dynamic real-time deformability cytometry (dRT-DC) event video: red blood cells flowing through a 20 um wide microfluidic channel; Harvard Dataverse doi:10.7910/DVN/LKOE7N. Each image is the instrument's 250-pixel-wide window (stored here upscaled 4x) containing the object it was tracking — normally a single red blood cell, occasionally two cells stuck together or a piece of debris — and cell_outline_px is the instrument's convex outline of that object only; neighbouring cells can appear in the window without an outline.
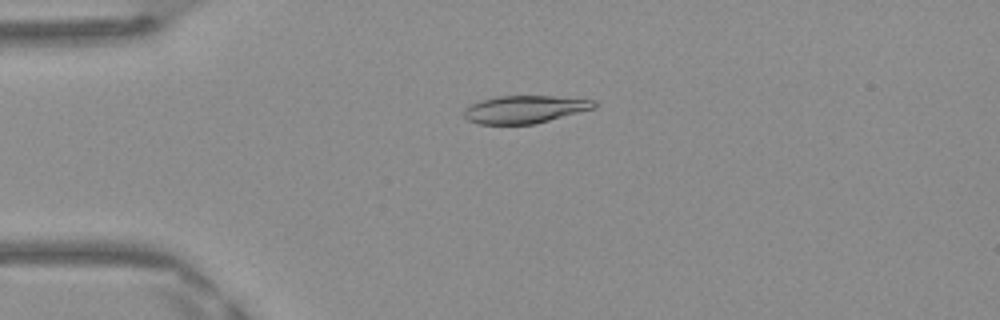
{"species": "Egyptian fruit bat (a non-hibernating species)", "species_latin": "Rousettus aegyptiacus", "temperature_condition": "warm", "stored_images_in_passage": 49, "camera_frame_rate_fps": 3000, "um_per_image_px": 0.085, "frame": {"image": 1, "passage_image": 12, "time_ms": 3.667, "image_size_px": [1000, 320], "cell_outline_px": [[596, 108], [536, 124], [480, 124], [468, 120], [464, 116], [464, 108], [472, 104], [484, 100], [500, 96], [552, 96], [596, 100]], "centroid_in_image_um": [44.65, 9.3], "position_along_channel_um": 40.3, "area_um2": 20.92}}
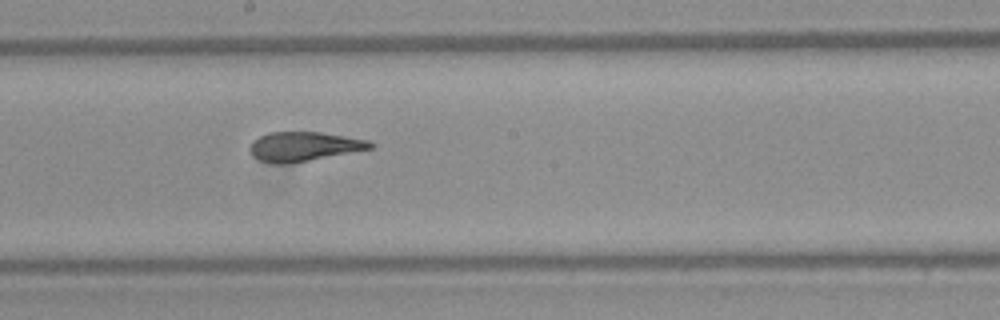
{"frame": {"image": 2, "passage_image": 27, "time_ms": 8.667, "image_size_px": [1000, 320], "cell_outline_px": [[376, 144], [372, 148], [308, 160], [284, 164], [272, 164], [260, 160], [252, 156], [252, 140], [268, 132], [320, 132], [368, 140]], "centroid_in_image_um": [25.82, 12.44], "position_along_channel_um": 222.4, "area_um2": 20.23}}
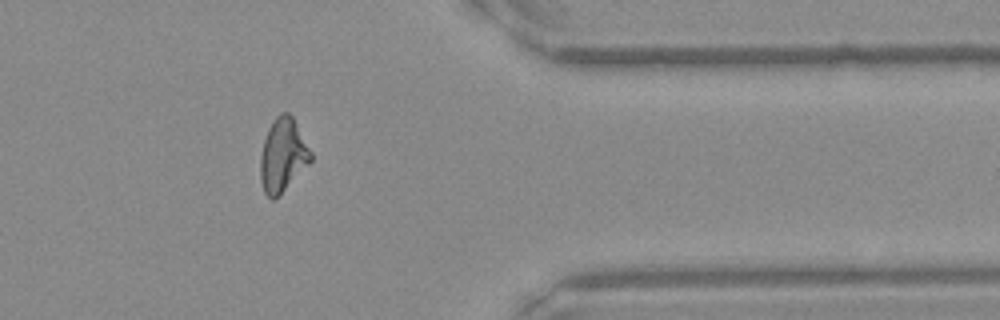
{"frame": {"image": 3, "passage_image": 40, "time_ms": 13.0, "image_size_px": [1000, 320], "cell_outline_px": [[312, 160], [272, 200], [264, 192], [260, 180], [260, 156], [264, 140], [268, 128], [272, 120], [280, 112], [288, 112], [292, 116], [312, 152]], "centroid_in_image_um": [24.02, 13.13], "position_along_channel_um": 387.4, "area_um2": 21.15}, "authors_computed_cell_mechanics": {"area_um2": 21.3282, "velocity_mm_per_s": 4.184, "shape_relaxation_time_tau1_ms": 7.8222, "shape_relaxation_time_tau2_ms": 1.3375, "deformation_change_tau1": 0.2681, "deformation_change_tau2": 0.0709}}